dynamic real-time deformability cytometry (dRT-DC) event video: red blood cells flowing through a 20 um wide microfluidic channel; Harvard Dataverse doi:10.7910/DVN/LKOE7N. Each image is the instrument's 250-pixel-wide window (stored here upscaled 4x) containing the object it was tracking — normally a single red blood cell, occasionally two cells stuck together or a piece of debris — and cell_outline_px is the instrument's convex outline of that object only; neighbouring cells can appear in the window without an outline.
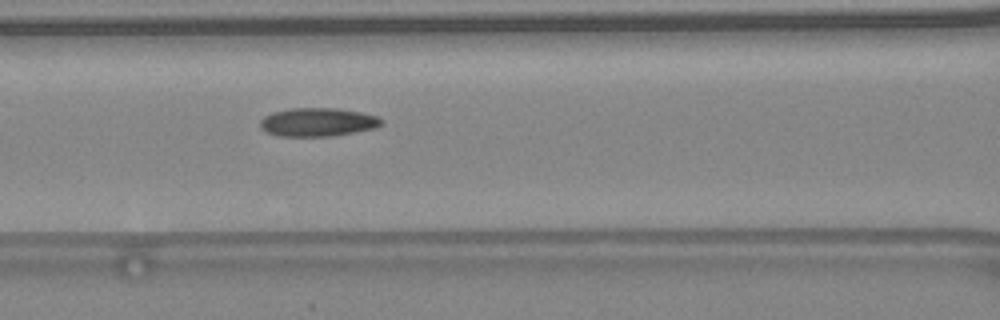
{"species": "common noctule bat (a hibernating species)", "species_latin": "Nyctalus noctula", "temperature_condition": "warm", "stored_images_in_passage": 34, "camera_frame_rate_fps": 3000, "um_per_image_px": 0.085, "animal": {"sex": "female", "body_mass_g": 24.6, "forearm_length_mm": 56.2}, "frame": {"image": 1, "passage_image": 10, "time_ms": 3.0, "image_size_px": [1000, 320], "cell_outline_px": [[384, 120], [376, 128], [332, 136], [276, 136], [260, 128], [260, 120], [264, 116], [272, 112], [292, 108], [336, 108], [360, 112], [376, 116]], "centroid_in_image_um": [26.98, 10.38], "position_along_channel_um": 139.6, "area_um2": 20.11}, "authors_computed_cell_mechanics": {"area_um2": 19.6809, "velocity_mm_per_s": 4.5458, "shape_relaxation_time_tau1_ms": 9.5907, "shape_relaxation_time_tau2_ms": 1.5875, "deformation_change_tau1": 0.2603, "deformation_change_tau2": 0.08}}